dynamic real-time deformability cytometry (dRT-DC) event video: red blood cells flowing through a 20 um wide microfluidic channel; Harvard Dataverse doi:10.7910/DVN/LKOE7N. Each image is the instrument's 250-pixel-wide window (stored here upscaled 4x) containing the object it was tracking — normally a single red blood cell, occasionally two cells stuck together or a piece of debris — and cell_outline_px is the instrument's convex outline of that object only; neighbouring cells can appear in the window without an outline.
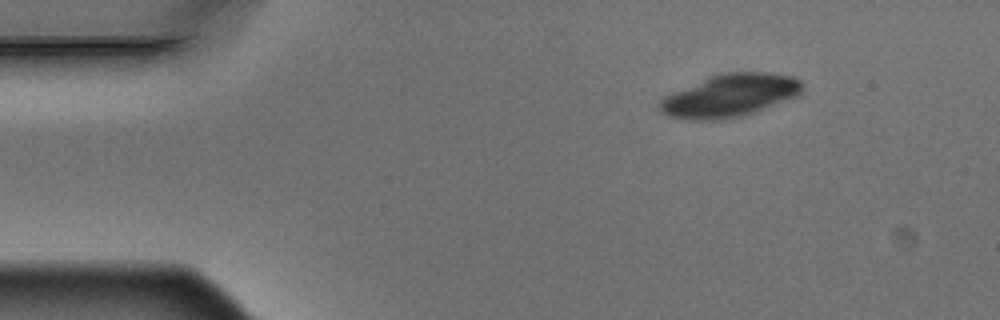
{"species": "Egyptian fruit bat (a non-hibernating species)", "species_latin": "Rousettus aegyptiacus", "temperature_condition": "warm", "stored_images_in_passage": 2, "camera_frame_rate_fps": 3000, "um_per_image_px": 0.085, "animal": {"sex": "male"}, "frame": {"image": 1, "passage_image": 1, "time_ms": 0.0, "image_size_px": [1000, 320], "cell_outline_px": [[800, 92], [796, 96], [756, 112], [744, 116], [720, 120], [684, 120], [668, 116], [660, 112], [656, 104], [664, 96], [720, 72], [768, 72], [792, 76], [800, 80]], "centroid_in_image_um": [61.98, 8.14], "position_along_channel_um": 23.0, "area_um2": 35.6}}